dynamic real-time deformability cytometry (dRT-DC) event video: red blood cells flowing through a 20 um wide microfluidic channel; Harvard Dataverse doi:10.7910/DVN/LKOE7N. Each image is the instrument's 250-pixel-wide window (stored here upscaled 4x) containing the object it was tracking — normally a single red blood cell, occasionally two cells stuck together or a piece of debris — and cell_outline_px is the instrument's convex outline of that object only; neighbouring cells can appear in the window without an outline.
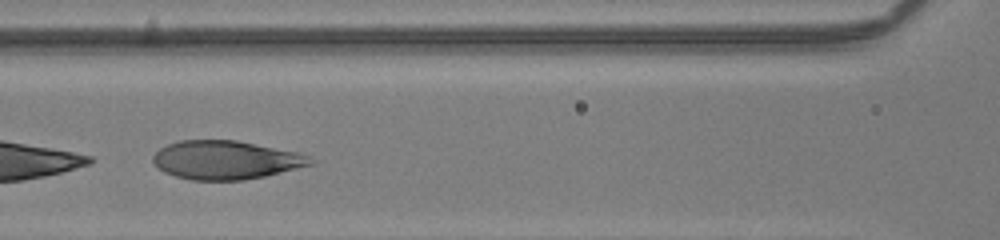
{"species": "human", "species_latin": "Homo sapiens", "temperature_condition": "room temperature", "stored_images_in_passage": 20, "camera_frame_rate_fps": 3000, "um_per_image_px": 0.085, "donor": {"sex": "male"}, "frame": {"image": 1, "passage_image": 14, "time_ms": 4.333, "image_size_px": [1000, 240], "cell_outline_px": [[316, 164], [264, 176], [244, 180], [192, 180], [176, 176], [164, 172], [152, 164], [152, 156], [160, 148], [168, 144], [180, 140], [236, 140], [300, 152], [308, 156]], "centroid_in_image_um": [19.19, 13.6], "position_along_channel_um": 147.4, "area_um2": 35.6}}
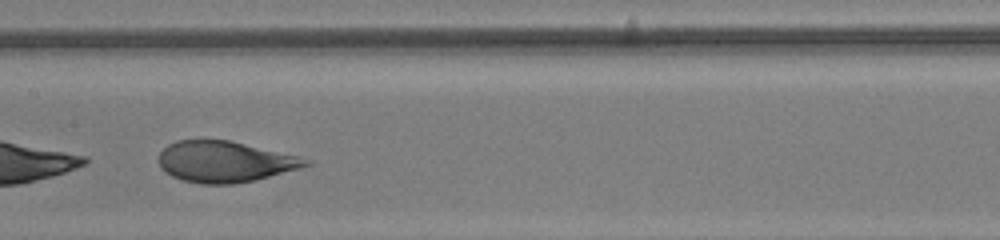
{"frame": {"image": 2, "passage_image": 17, "time_ms": 5.333, "image_size_px": [1000, 240], "cell_outline_px": [[312, 164], [268, 176], [252, 180], [232, 184], [200, 184], [180, 180], [164, 172], [160, 168], [160, 152], [168, 144], [176, 140], [228, 140], [300, 156], [312, 160]], "centroid_in_image_um": [19.08, 13.74], "position_along_channel_um": 188.3, "area_um2": 34.97}}